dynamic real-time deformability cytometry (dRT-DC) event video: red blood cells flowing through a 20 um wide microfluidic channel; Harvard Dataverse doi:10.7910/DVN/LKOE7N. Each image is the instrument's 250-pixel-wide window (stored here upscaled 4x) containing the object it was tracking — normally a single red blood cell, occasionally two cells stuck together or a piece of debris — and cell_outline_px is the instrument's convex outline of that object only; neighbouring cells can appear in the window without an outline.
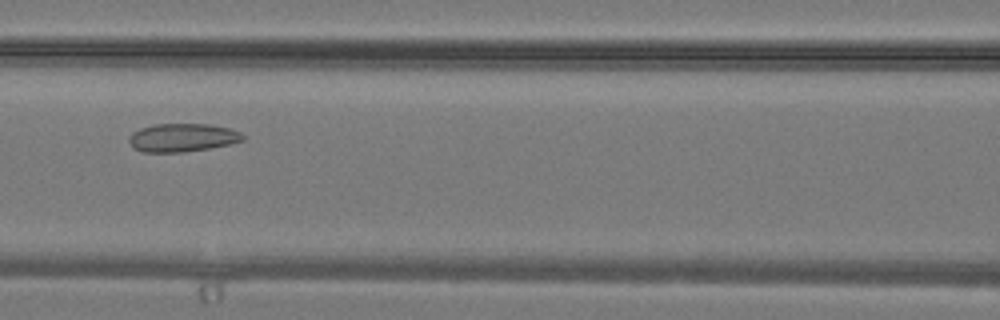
{"species": "common noctule bat (a hibernating species)", "species_latin": "Nyctalus noctula", "temperature_condition": "warm", "stored_images_in_passage": 34, "camera_frame_rate_fps": 3000, "um_per_image_px": 0.085, "animal": {"sex": "male", "body_mass_g": 19.2, "forearm_length_mm": 51.8}, "frame": {"image": 1, "passage_image": 15, "time_ms": 4.667, "image_size_px": [1000, 320], "cell_outline_px": [[244, 140], [232, 144], [184, 152], [144, 152], [132, 148], [128, 140], [128, 136], [132, 132], [140, 128], [152, 124], [208, 124], [232, 128], [240, 132], [244, 136]], "centroid_in_image_um": [15.49, 11.69], "position_along_channel_um": 151.1, "area_um2": 19.02}}
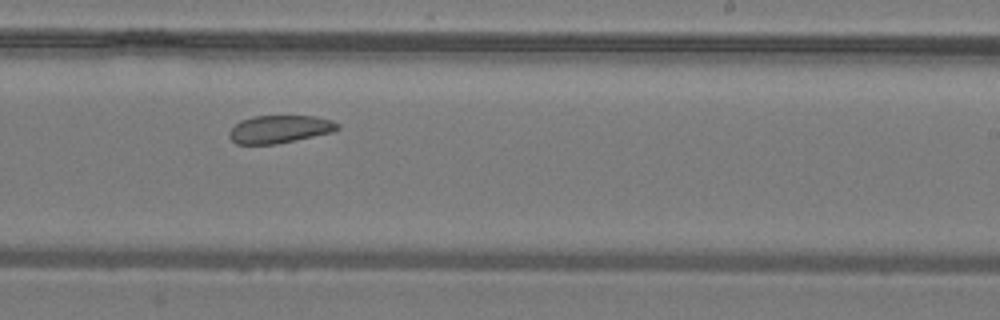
{"frame": {"image": 2, "passage_image": 21, "time_ms": 6.667, "image_size_px": [1000, 320], "cell_outline_px": [[340, 128], [332, 132], [276, 144], [236, 144], [228, 136], [228, 132], [240, 120], [252, 116], [316, 116], [332, 120], [340, 124]], "centroid_in_image_um": [23.76, 10.97], "position_along_channel_um": 265.2, "area_um2": 17.57}}
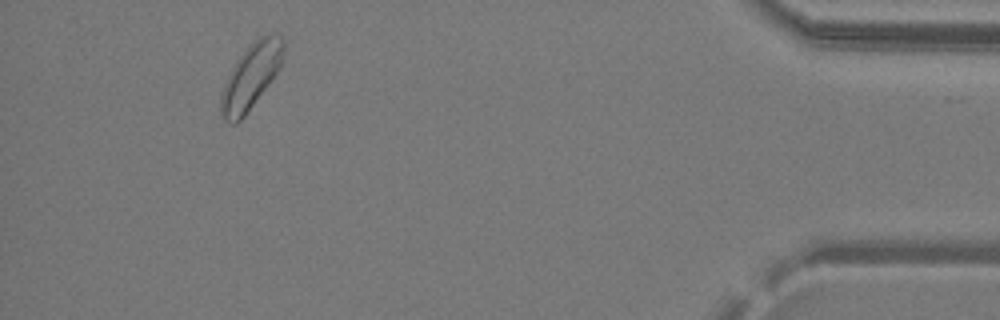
{"frame": {"image": 3, "passage_image": 32, "time_ms": 10.333, "image_size_px": [1000, 320], "cell_outline_px": [[284, 52], [280, 64], [276, 72], [268, 84], [244, 116], [236, 124], [232, 124], [224, 120], [220, 116], [220, 96], [224, 84], [236, 60], [260, 36], [280, 36], [284, 40]], "centroid_in_image_um": [21.28, 6.55], "position_along_channel_um": 413.9, "area_um2": 23.0}}